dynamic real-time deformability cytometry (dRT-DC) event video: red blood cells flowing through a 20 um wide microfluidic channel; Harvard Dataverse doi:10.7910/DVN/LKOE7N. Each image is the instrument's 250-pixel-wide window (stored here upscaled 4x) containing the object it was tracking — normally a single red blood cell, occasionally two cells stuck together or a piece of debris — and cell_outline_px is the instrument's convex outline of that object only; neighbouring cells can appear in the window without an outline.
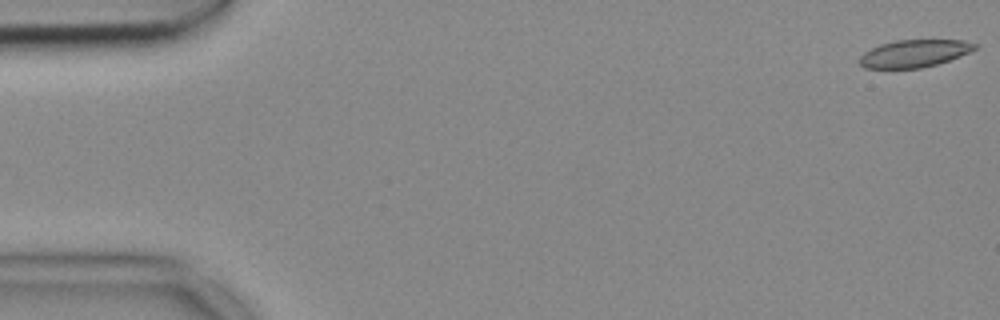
{"species": "common noctule bat (a hibernating species)", "species_latin": "Nyctalus noctula", "temperature_condition": "cold", "stored_images_in_passage": 54, "camera_frame_rate_fps": 3000, "um_per_image_px": 0.085, "animal": {"sex": "female", "body_mass_g": 18.4}, "frame": {"image": 1, "passage_image": 1, "time_ms": 0.0, "image_size_px": [1000, 320], "cell_outline_px": [[980, 44], [976, 48], [960, 56], [936, 64], [920, 68], [864, 68], [860, 64], [860, 56], [864, 52], [880, 44], [896, 40], [964, 40]], "centroid_in_image_um": [77.72, 4.53], "position_along_channel_um": 7.3, "area_um2": 18.32}}
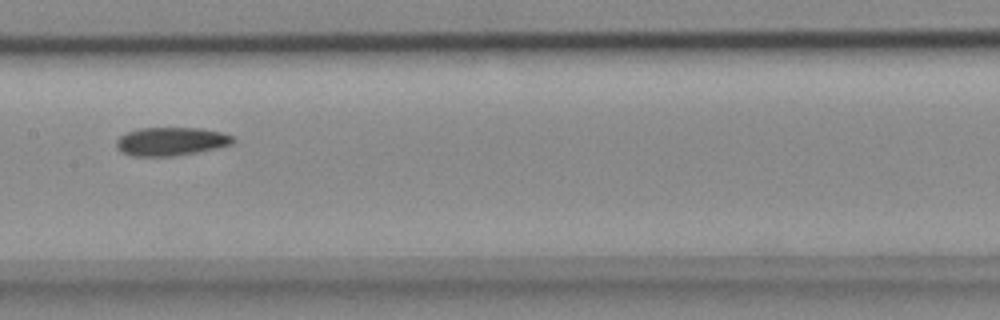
{"frame": {"image": 2, "passage_image": 27, "time_ms": 8.667, "image_size_px": [1000, 320], "cell_outline_px": [[236, 140], [232, 144], [216, 148], [196, 152], [172, 156], [132, 156], [120, 152], [116, 148], [116, 140], [120, 136], [128, 132], [140, 128], [200, 128], [224, 132], [232, 136]], "centroid_in_image_um": [14.53, 12.02], "position_along_channel_um": 192.9, "area_um2": 19.36}}
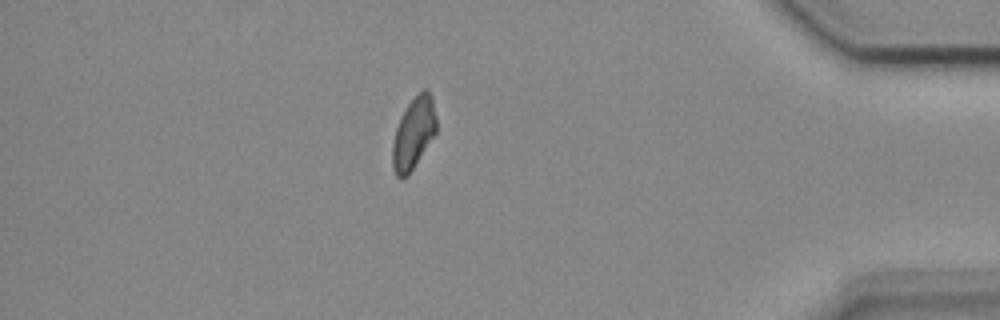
{"frame": {"image": 3, "passage_image": 47, "time_ms": 15.333, "image_size_px": [1000, 320], "cell_outline_px": [[436, 132], [408, 176], [404, 180], [400, 180], [396, 176], [392, 168], [392, 144], [396, 128], [400, 116], [408, 104], [424, 88], [428, 88], [432, 96], [436, 116]], "centroid_in_image_um": [35.14, 11.35], "position_along_channel_um": 400.1, "area_um2": 18.44}, "authors_computed_cell_mechanics": {"area_um2": 19.5942, "velocity_mm_per_s": 3.7139, "shape_relaxation_time_tau1_ms": null, "shape_relaxation_time_tau2_ms": 8.7607, "deformation_change_tau1": null, "deformation_change_tau2": 0.143}}